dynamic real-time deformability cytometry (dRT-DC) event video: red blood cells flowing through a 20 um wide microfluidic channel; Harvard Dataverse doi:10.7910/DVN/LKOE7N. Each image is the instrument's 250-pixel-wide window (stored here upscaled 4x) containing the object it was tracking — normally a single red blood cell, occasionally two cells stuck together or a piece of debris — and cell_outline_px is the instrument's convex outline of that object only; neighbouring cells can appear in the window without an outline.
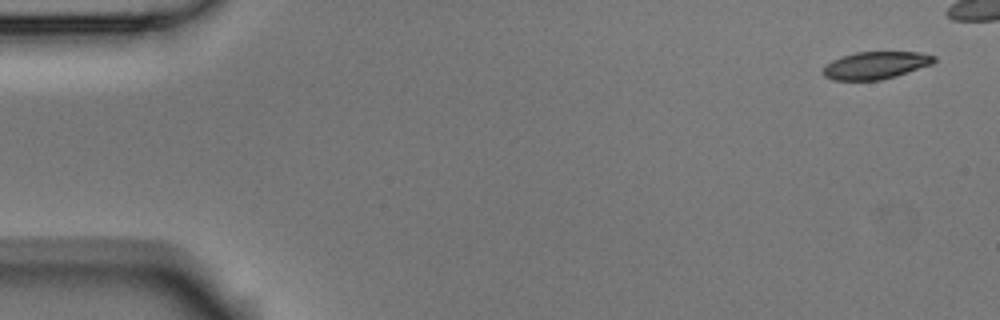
{"species": "Egyptian fruit bat (a non-hibernating species)", "species_latin": "Rousettus aegyptiacus", "temperature_condition": "room temperature", "stored_images_in_passage": 8, "camera_frame_rate_fps": 3000, "um_per_image_px": 0.085, "animal": {"sex": "male"}, "frame": {"image": 1, "passage_image": 1, "time_ms": 0.0, "image_size_px": [1000, 320], "cell_outline_px": [[936, 60], [932, 64], [896, 76], [880, 80], [832, 80], [824, 76], [824, 68], [832, 60], [856, 52], [920, 52], [936, 56]], "centroid_in_image_um": [74.46, 5.55], "position_along_channel_um": 10.5, "area_um2": 17.57}}
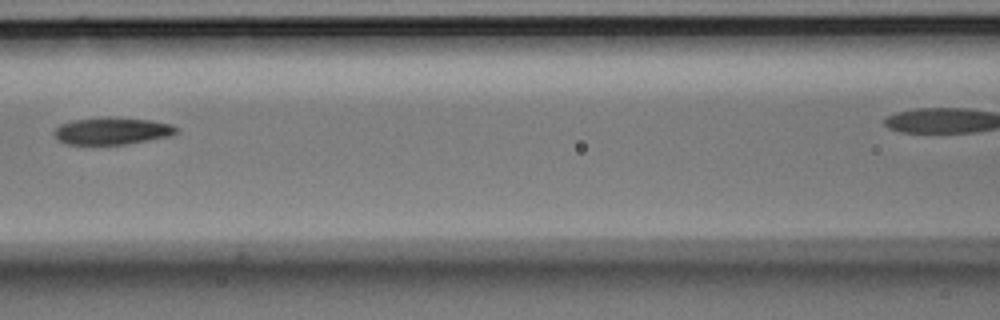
{"frame": {"image": 2, "passage_image": 6, "time_ms": 1.667, "image_size_px": [1000, 320], "cell_outline_px": [[180, 128], [176, 132], [168, 136], [124, 144], [64, 144], [56, 140], [56, 128], [60, 124], [72, 120], [152, 120], [172, 124]], "centroid_in_image_um": [9.52, 11.18], "position_along_channel_um": 157.1, "area_um2": 18.15}}
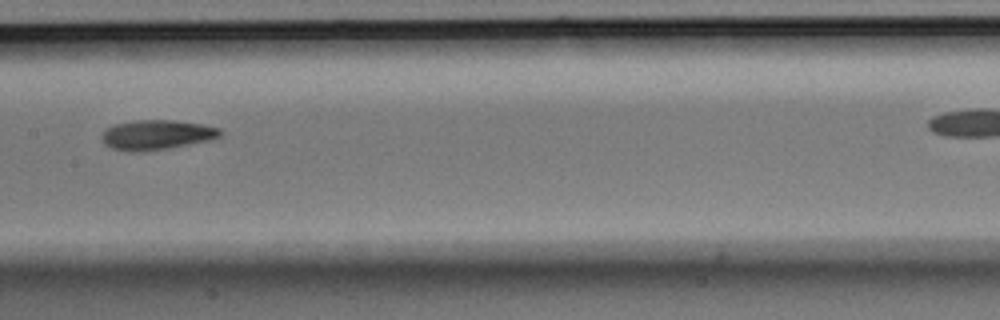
{"frame": {"image": 3, "passage_image": 7, "time_ms": 2.0, "image_size_px": [1000, 320], "cell_outline_px": [[224, 132], [220, 136], [212, 140], [168, 148], [144, 152], [128, 152], [112, 148], [104, 144], [104, 132], [108, 128], [116, 124], [136, 120], [176, 120], [200, 124], [220, 128]], "centroid_in_image_um": [13.37, 11.47], "position_along_channel_um": 194.0, "area_um2": 20.52}}